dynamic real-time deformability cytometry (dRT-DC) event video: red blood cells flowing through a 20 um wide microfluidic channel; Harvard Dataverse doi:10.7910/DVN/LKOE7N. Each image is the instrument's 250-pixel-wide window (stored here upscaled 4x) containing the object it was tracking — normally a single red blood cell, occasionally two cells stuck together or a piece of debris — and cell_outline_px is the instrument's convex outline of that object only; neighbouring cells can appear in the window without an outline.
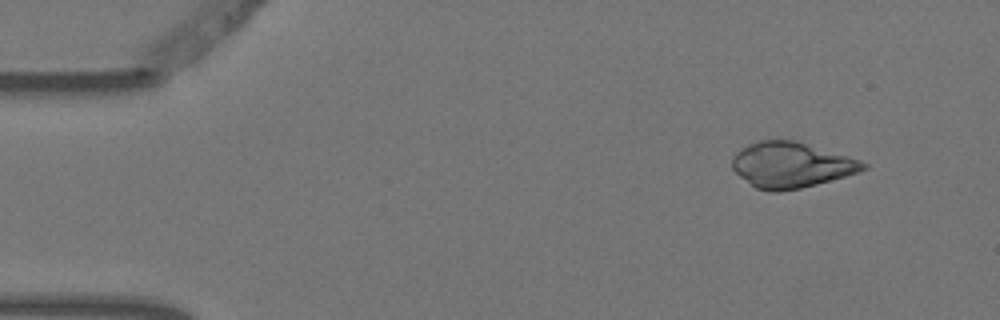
{"species": "Egyptian fruit bat (a non-hibernating species)", "species_latin": "Rousettus aegyptiacus", "temperature_condition": "warm", "stored_images_in_passage": 4, "camera_frame_rate_fps": 3000, "um_per_image_px": 0.085, "animal": {"sex": "female"}, "frame": {"image": 1, "passage_image": 1, "time_ms": 0.0, "image_size_px": [1000, 320], "cell_outline_px": [[868, 168], [860, 172], [816, 184], [800, 188], [780, 192], [772, 192], [756, 188], [740, 176], [732, 168], [732, 160], [736, 152], [740, 148], [748, 144], [760, 140], [796, 140], [860, 160], [868, 164]], "centroid_in_image_um": [67.25, 14.02], "position_along_channel_um": 17.8, "area_um2": 34.68}}